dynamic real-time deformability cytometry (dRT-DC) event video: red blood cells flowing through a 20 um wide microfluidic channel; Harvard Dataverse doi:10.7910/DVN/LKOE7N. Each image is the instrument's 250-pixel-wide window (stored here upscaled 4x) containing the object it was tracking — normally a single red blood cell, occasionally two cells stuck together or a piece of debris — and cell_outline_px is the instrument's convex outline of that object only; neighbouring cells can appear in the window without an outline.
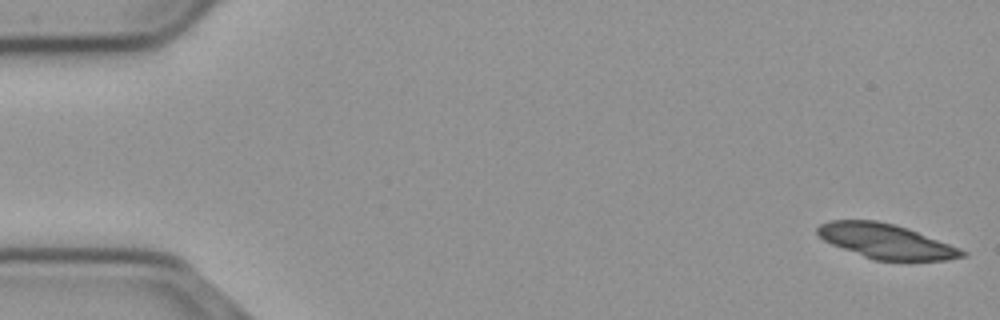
{"species": "common noctule bat (a hibernating species)", "species_latin": "Nyctalus noctula", "temperature_condition": "cold", "stored_images_in_passage": 56, "segment_of_instrument_passage": [1, 2], "camera_frame_rate_fps": 3000, "um_per_image_px": 0.085, "animal": {"sex": "male", "body_mass_g": 23.1, "forearm_length_mm": 52.7}, "frame": {"image": 1, "passage_image": 1, "time_ms": 0.0, "image_size_px": [1000, 320], "cell_outline_px": [[968, 256], [944, 260], [876, 260], [864, 256], [832, 244], [824, 240], [816, 232], [816, 228], [820, 224], [828, 220], [876, 220], [908, 228], [960, 248], [968, 252]], "centroid_in_image_um": [75.32, 20.5], "position_along_channel_um": 9.7, "area_um2": 28.96}}